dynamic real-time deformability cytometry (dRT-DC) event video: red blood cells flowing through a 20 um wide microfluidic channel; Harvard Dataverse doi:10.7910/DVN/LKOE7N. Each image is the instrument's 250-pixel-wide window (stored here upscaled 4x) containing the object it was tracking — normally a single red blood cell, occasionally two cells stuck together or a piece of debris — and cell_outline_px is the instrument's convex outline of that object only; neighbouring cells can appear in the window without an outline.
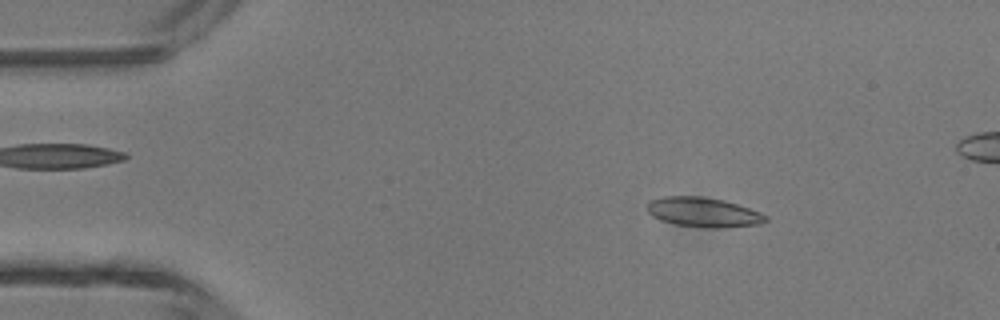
{"species": "common noctule bat (a hibernating species)", "species_latin": "Nyctalus noctula", "temperature_condition": "room temperature", "stored_images_in_passage": 48, "segment_of_instrument_passage": [1, 2], "camera_frame_rate_fps": 3000, "um_per_image_px": 0.085, "animal": {"sex": "male", "body_mass_g": 13.3}, "frame": {"image": 1, "passage_image": 7, "time_ms": 2.0, "image_size_px": [1000, 320], "cell_outline_px": [[768, 220], [760, 224], [724, 228], [708, 228], [676, 224], [660, 220], [652, 216], [648, 212], [648, 200], [664, 196], [700, 196], [724, 200], [760, 212], [768, 216]], "centroid_in_image_um": [59.79, 18.04], "position_along_channel_um": 25.2, "area_um2": 20.52}}
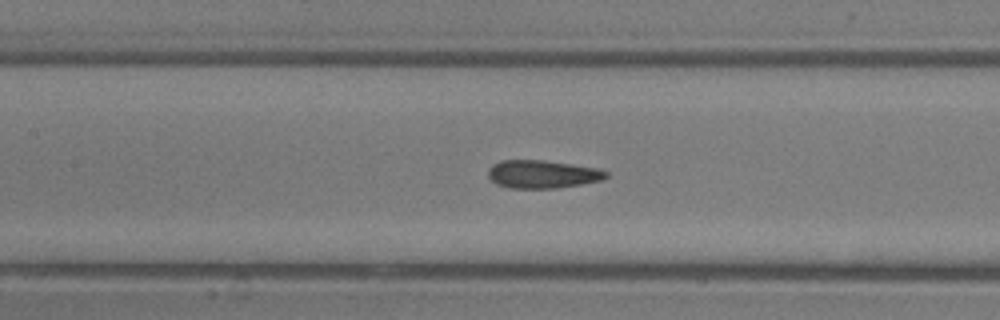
{"frame": {"image": 2, "passage_image": 21, "time_ms": 6.667, "image_size_px": [1000, 320], "cell_outline_px": [[608, 176], [604, 180], [556, 188], [508, 188], [496, 184], [488, 176], [488, 168], [492, 164], [500, 160], [540, 160], [596, 168], [608, 172]], "centroid_in_image_um": [46.07, 14.81], "position_along_channel_um": 161.3, "area_um2": 19.19}}
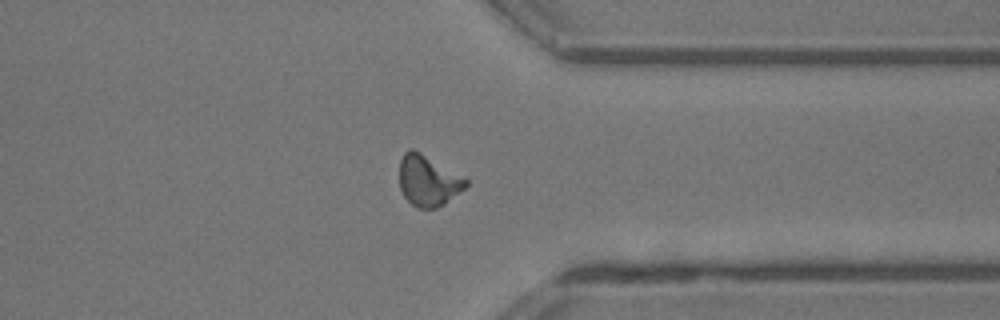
{"frame": {"image": 3, "passage_image": 36, "time_ms": 11.667, "image_size_px": [1000, 320], "cell_outline_px": [[468, 184], [464, 188], [444, 204], [436, 208], [416, 208], [404, 196], [400, 188], [400, 160], [404, 152], [408, 148], [412, 148], [420, 152], [468, 180]], "centroid_in_image_um": [36.36, 15.36], "position_along_channel_um": 375.0, "area_um2": 19.36}}